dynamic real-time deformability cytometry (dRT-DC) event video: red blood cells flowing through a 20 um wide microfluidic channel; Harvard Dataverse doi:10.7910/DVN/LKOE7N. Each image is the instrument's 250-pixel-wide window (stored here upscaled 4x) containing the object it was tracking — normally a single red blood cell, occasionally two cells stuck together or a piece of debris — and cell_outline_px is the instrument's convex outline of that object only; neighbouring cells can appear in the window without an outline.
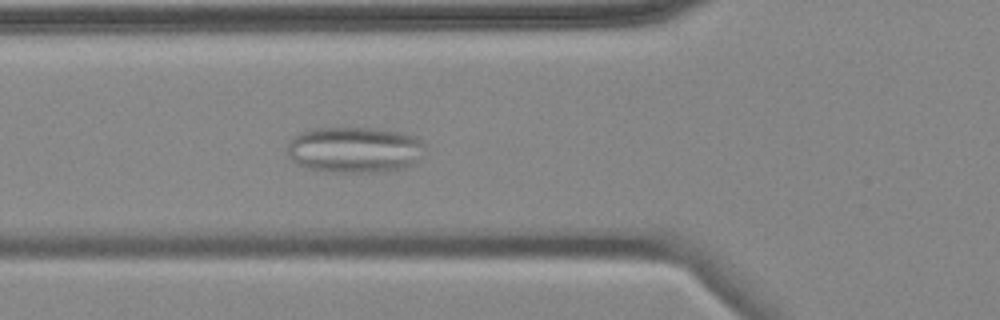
{"species": "common noctule bat (a hibernating species)", "species_latin": "Nyctalus noctula", "temperature_condition": "cold", "stored_images_in_passage": 5, "camera_frame_rate_fps": 3000, "um_per_image_px": 0.085, "animal": {"sex": "female", "body_mass_g": 18.4}, "frame": {"image": 1, "passage_image": 5, "time_ms": 4.667, "image_size_px": [1000, 320], "cell_outline_px": [[424, 144], [420, 160], [404, 168], [392, 172], [336, 172], [308, 168], [292, 160], [288, 156], [288, 144], [292, 136], [300, 132], [312, 128], [376, 128], [400, 132], [420, 136]], "centroid_in_image_um": [30.18, 12.72], "position_along_channel_um": 95.6, "area_um2": 37.4}}